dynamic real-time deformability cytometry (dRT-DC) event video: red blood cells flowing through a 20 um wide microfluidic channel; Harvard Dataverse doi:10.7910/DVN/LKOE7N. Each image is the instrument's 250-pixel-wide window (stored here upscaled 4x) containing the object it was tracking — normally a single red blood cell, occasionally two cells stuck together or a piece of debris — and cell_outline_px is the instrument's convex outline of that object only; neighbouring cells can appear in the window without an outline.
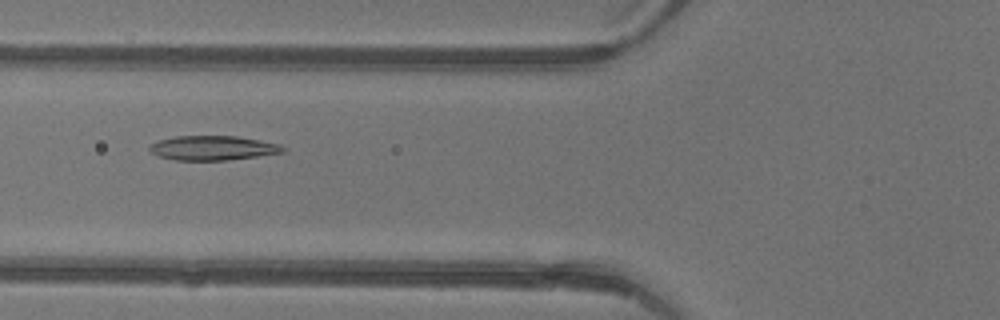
{"species": "common noctule bat (a hibernating species)", "species_latin": "Nyctalus noctula", "temperature_condition": "warm", "stored_images_in_passage": 5, "camera_frame_rate_fps": 3000, "um_per_image_px": 0.085, "animal": {"sex": "female"}, "frame": {"image": 1, "passage_image": 5, "time_ms": 1.333, "image_size_px": [1000, 320], "cell_outline_px": [[288, 148], [284, 152], [228, 160], [176, 160], [160, 156], [152, 152], [148, 148], [156, 140], [176, 136], [236, 136], [260, 140], [280, 144]], "centroid_in_image_um": [18.12, 12.57], "position_along_channel_um": 107.7, "area_um2": 18.96}}